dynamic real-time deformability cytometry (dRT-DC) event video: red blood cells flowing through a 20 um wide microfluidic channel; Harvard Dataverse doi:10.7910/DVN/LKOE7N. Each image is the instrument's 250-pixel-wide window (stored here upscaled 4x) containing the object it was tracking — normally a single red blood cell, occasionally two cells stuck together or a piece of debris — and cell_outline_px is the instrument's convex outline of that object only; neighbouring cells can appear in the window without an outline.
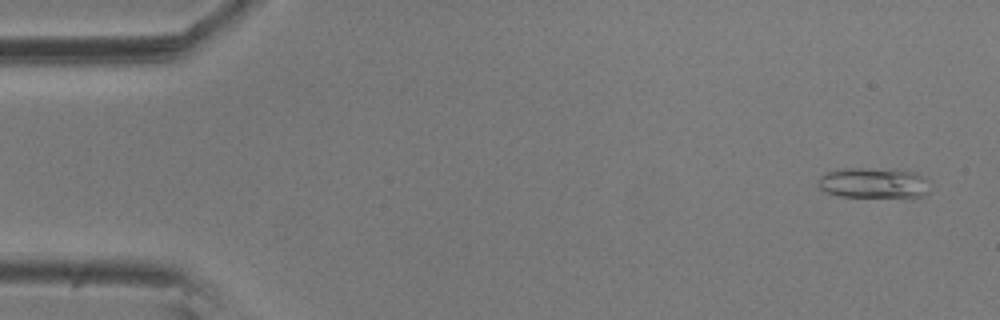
{"species": "common noctule bat (a hibernating species)", "species_latin": "Nyctalus noctula", "temperature_condition": "room temperature", "stored_images_in_passage": 5, "camera_frame_rate_fps": 3000, "um_per_image_px": 0.085, "animal": {"sex": "male", "body_mass_g": 20.5, "forearm_length_mm": 52.5}, "frame": {"image": 1, "passage_image": 1, "time_ms": 0.0, "image_size_px": [1000, 320], "cell_outline_px": [[928, 196], [840, 196], [828, 192], [820, 188], [816, 184], [820, 176], [828, 172], [844, 168], [892, 168], [916, 172], [924, 176], [928, 180]], "centroid_in_image_um": [74.29, 15.52], "position_along_channel_um": 10.7, "area_um2": 19.94}}
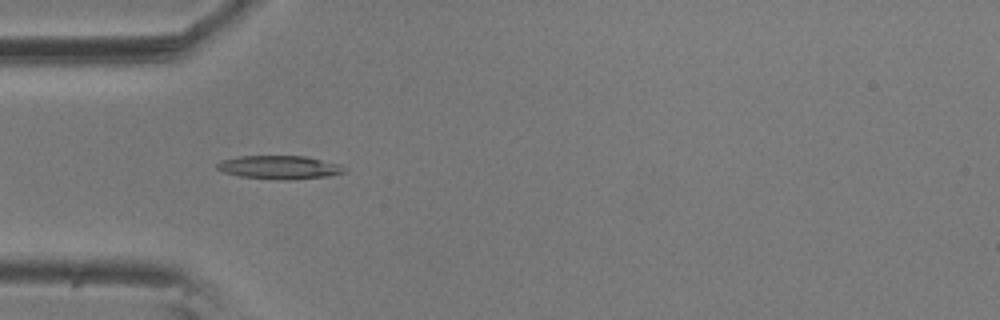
{"frame": {"image": 2, "passage_image": 5, "time_ms": 1.333, "image_size_px": [1000, 320], "cell_outline_px": [[348, 168], [344, 172], [328, 176], [288, 180], [240, 176], [224, 172], [216, 168], [216, 164], [220, 160], [236, 156], [304, 156], [340, 164]], "centroid_in_image_um": [23.75, 14.21], "position_along_channel_um": 61.3, "area_um2": 17.34}}